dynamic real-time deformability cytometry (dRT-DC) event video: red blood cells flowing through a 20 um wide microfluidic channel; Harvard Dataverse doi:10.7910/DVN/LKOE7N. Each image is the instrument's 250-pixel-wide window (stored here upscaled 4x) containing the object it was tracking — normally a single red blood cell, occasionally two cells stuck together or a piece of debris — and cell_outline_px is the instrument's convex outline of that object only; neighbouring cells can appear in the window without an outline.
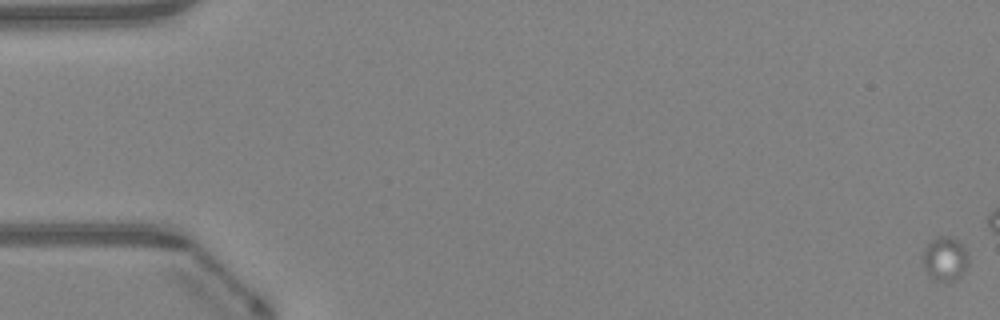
{"species": "Egyptian fruit bat (a non-hibernating species)", "species_latin": "Rousettus aegyptiacus", "temperature_condition": "warm", "stored_images_in_passage": 13, "camera_frame_rate_fps": 3000, "um_per_image_px": 0.085, "animal": {"sex": "female"}, "frame": {"image": 1, "passage_image": 1, "time_ms": 0.0, "image_size_px": [1000, 320], "cell_outline_px": [[968, 264], [964, 272], [956, 280], [948, 284], [936, 280], [924, 268], [920, 260], [924, 248], [936, 236], [952, 236], [968, 252]], "centroid_in_image_um": [80.31, 22.02], "position_along_channel_um": 4.7, "area_um2": 12.02}}